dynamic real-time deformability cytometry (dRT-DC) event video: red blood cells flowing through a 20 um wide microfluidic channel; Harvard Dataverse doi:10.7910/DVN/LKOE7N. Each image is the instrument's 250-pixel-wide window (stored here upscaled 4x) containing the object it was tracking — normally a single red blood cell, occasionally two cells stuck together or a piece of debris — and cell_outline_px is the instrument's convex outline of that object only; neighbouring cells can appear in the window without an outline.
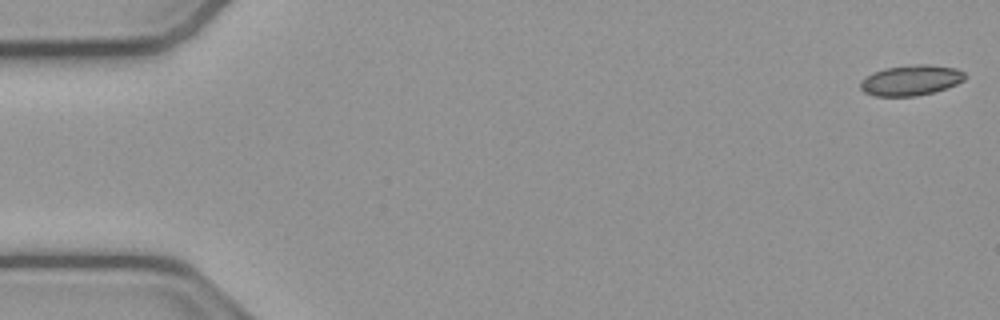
{"species": "common noctule bat (a hibernating species)", "species_latin": "Nyctalus noctula", "temperature_condition": "cold", "stored_images_in_passage": 54, "camera_frame_rate_fps": 3000, "um_per_image_px": 0.085, "animal": {"sex": "male", "body_mass_g": 23.1, "forearm_length_mm": 52.7}, "frame": {"image": 1, "passage_image": 1, "time_ms": 0.0, "image_size_px": [1000, 320], "cell_outline_px": [[968, 76], [964, 80], [956, 84], [932, 92], [916, 96], [876, 96], [864, 92], [860, 88], [860, 80], [872, 72], [884, 68], [916, 64], [928, 64], [956, 68], [964, 72]], "centroid_in_image_um": [77.41, 6.81], "position_along_channel_um": 7.6, "area_um2": 18.61}}
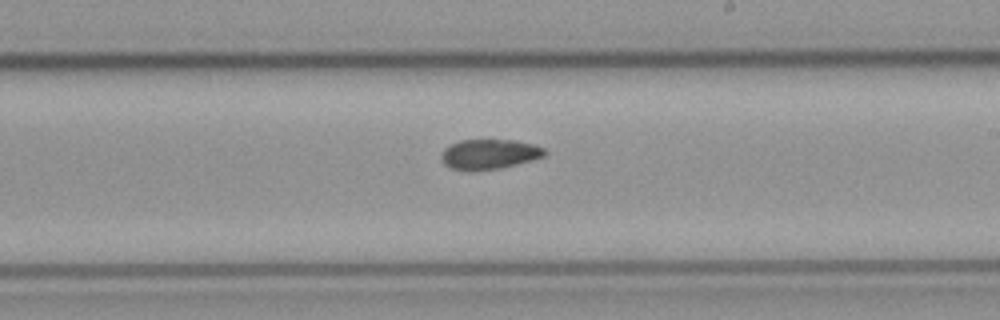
{"frame": {"image": 2, "passage_image": 31, "time_ms": 10.0, "image_size_px": [1000, 320], "cell_outline_px": [[548, 152], [544, 156], [500, 168], [472, 172], [468, 172], [452, 168], [444, 164], [440, 156], [444, 148], [460, 140], [516, 140], [536, 144], [544, 148]], "centroid_in_image_um": [41.58, 13.11], "position_along_channel_um": 247.4, "area_um2": 18.21}}
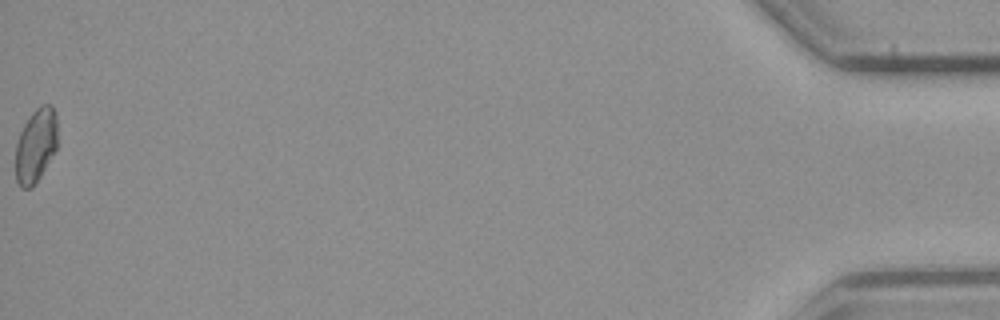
{"frame": {"image": 3, "passage_image": 54, "time_ms": 17.667, "image_size_px": [1000, 320], "cell_outline_px": [[56, 148], [40, 176], [32, 188], [20, 188], [16, 180], [16, 144], [20, 132], [24, 124], [32, 112], [40, 104], [52, 104], [56, 112]], "centroid_in_image_um": [3.03, 12.34], "position_along_channel_um": 432.2, "area_um2": 17.98}, "authors_computed_cell_mechanics": {"area_um2": 18.3226, "velocity_mm_per_s": 3.8183, "shape_relaxation_time_tau1_ms": null, "shape_relaxation_time_tau2_ms": 4.7774, "deformation_change_tau1": null, "deformation_change_tau2": 0.0662}}